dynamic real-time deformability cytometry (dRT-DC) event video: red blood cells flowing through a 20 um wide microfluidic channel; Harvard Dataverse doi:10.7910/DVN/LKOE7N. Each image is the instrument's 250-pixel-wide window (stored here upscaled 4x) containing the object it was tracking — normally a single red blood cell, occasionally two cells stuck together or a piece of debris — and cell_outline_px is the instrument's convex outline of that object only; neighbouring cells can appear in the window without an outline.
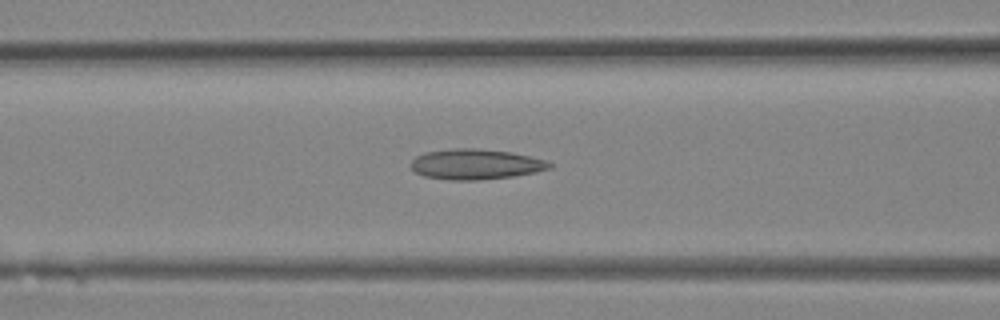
{"species": "Egyptian fruit bat (a non-hibernating species)", "species_latin": "Rousettus aegyptiacus", "temperature_condition": "room temperature", "stored_images_in_passage": 31, "camera_frame_rate_fps": 3000, "um_per_image_px": 0.085, "animal": {"sex": "female"}, "frame": {"image": 1, "passage_image": 13, "time_ms": 4.0, "image_size_px": [1000, 320], "cell_outline_px": [[556, 164], [552, 168], [536, 172], [512, 176], [476, 180], [448, 180], [424, 176], [416, 172], [412, 168], [412, 160], [416, 156], [424, 152], [448, 148], [476, 148], [512, 152], [544, 160]], "centroid_in_image_um": [40.44, 13.95], "position_along_channel_um": 126.2, "area_um2": 24.62}}
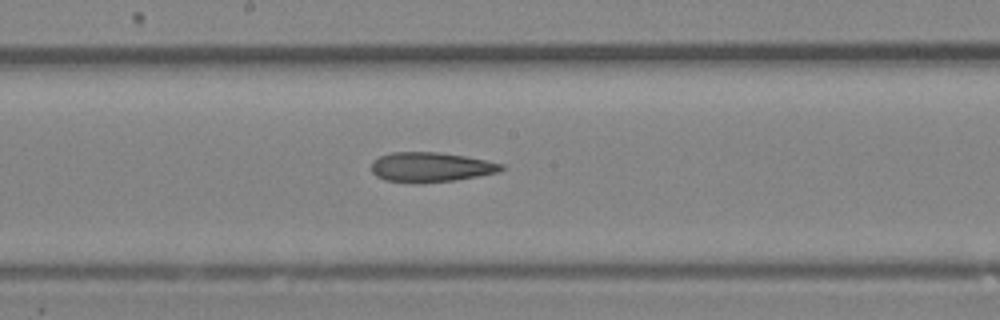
{"frame": {"image": 2, "passage_image": 17, "time_ms": 5.333, "image_size_px": [1000, 320], "cell_outline_px": [[504, 168], [500, 172], [456, 180], [424, 184], [416, 184], [384, 180], [376, 176], [372, 172], [372, 160], [380, 156], [392, 152], [440, 152], [464, 156], [504, 164]], "centroid_in_image_um": [36.59, 14.22], "position_along_channel_um": 211.6, "area_um2": 22.83}}
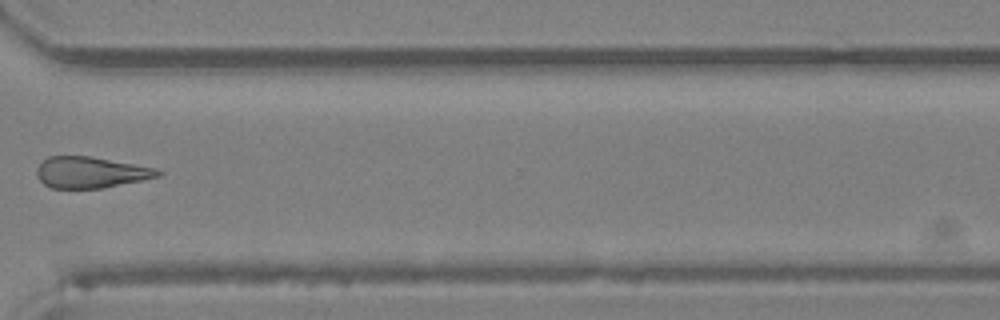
{"frame": {"image": 3, "passage_image": 24, "time_ms": 7.667, "image_size_px": [1000, 320], "cell_outline_px": [[164, 172], [160, 176], [104, 188], [52, 188], [44, 184], [36, 176], [36, 168], [48, 156], [88, 156], [156, 168]], "centroid_in_image_um": [7.7, 14.65], "position_along_channel_um": 362.9, "area_um2": 21.91}}